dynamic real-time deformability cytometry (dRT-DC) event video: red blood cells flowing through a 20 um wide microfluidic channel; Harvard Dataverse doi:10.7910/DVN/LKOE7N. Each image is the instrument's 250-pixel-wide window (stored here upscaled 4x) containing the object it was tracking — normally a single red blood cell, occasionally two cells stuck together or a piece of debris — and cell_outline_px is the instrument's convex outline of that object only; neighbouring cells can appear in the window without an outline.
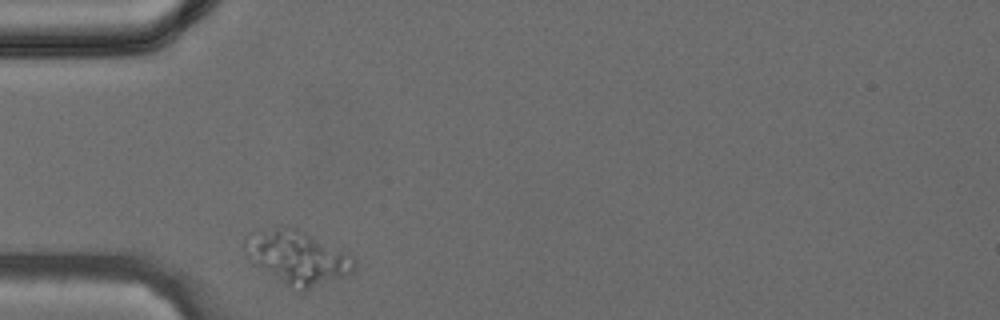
{"species": "common noctule bat (a hibernating species)", "species_latin": "Nyctalus noctula", "temperature_condition": "cold", "stored_images_in_passage": 24, "camera_frame_rate_fps": 3000, "um_per_image_px": 0.085, "animal": {"sex": "female", "body_mass_g": 24.6, "forearm_length_mm": 56.2}, "frame": {"image": 1, "passage_image": 1, "time_ms": 0.0, "image_size_px": [1000, 320], "cell_outline_px": [[356, 260], [352, 272], [348, 276], [304, 292], [300, 292], [288, 284], [260, 264], [244, 248], [244, 236], [276, 228], [300, 228], [348, 252]], "centroid_in_image_um": [25.45, 21.88], "position_along_channel_um": 59.5, "area_um2": 33.12}}
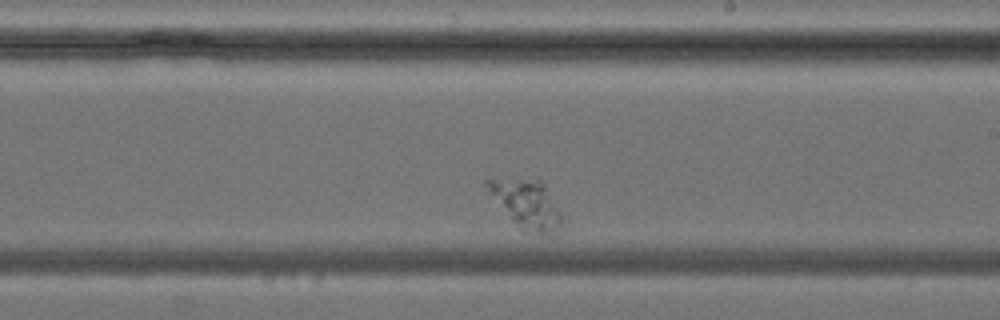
{"frame": {"image": 2, "passage_image": 14, "time_ms": 4.333, "image_size_px": [1000, 320], "cell_outline_px": [[560, 224], [552, 236], [540, 236], [520, 232], [488, 192], [484, 184], [484, 180], [540, 180], [544, 184], [560, 216]], "centroid_in_image_um": [44.72, 17.45], "position_along_channel_um": 244.3, "area_um2": 20.81}}
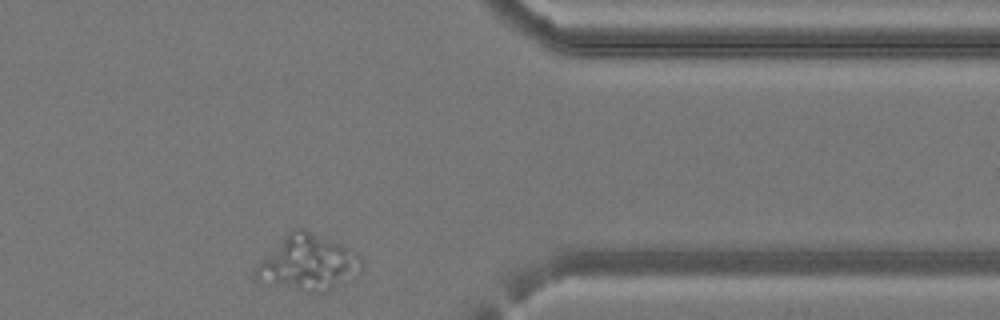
{"frame": {"image": 3, "passage_image": 24, "time_ms": 7.667, "image_size_px": [1000, 320], "cell_outline_px": [[360, 272], [352, 280], [328, 292], [308, 292], [292, 288], [252, 276], [256, 264], [288, 232], [300, 228], [304, 228], [340, 244], [356, 252], [360, 256]], "centroid_in_image_um": [26.22, 22.34], "position_along_channel_um": 385.2, "area_um2": 33.7}}